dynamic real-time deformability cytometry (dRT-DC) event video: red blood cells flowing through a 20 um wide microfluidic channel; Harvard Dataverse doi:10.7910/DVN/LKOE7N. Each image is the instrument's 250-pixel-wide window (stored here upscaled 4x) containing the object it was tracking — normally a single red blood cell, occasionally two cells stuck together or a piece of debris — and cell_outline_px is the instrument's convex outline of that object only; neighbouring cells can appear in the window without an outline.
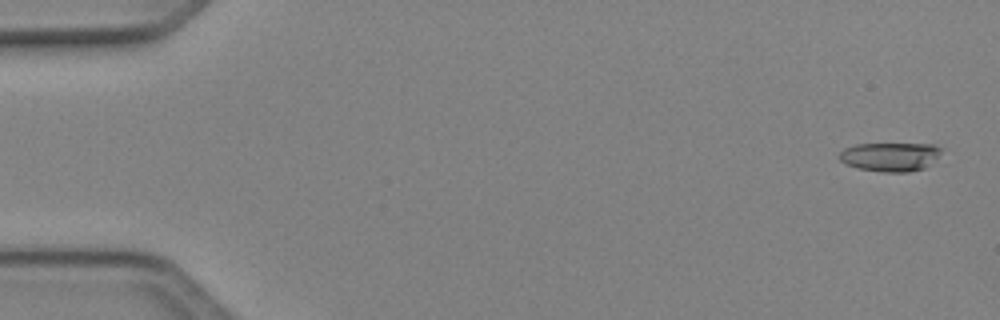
{"species": "Egyptian fruit bat (a non-hibernating species)", "species_latin": "Rousettus aegyptiacus", "temperature_condition": "cold", "stored_images_in_passage": 50, "camera_frame_rate_fps": 3000, "um_per_image_px": 0.085, "animal": {"sex": "female"}, "frame": {"image": 1, "passage_image": 2, "time_ms": 0.333, "image_size_px": [1000, 320], "cell_outline_px": [[944, 148], [924, 168], [908, 172], [884, 172], [856, 168], [844, 164], [836, 156], [844, 148], [856, 144], [932, 144]], "centroid_in_image_um": [75.59, 13.32], "position_along_channel_um": 9.4, "area_um2": 17.17}}
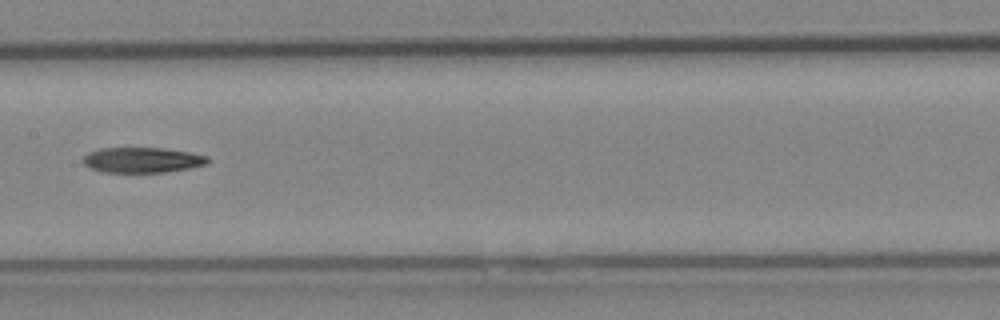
{"frame": {"image": 2, "passage_image": 26, "time_ms": 8.333, "image_size_px": [1000, 320], "cell_outline_px": [[212, 160], [208, 164], [188, 168], [164, 172], [100, 172], [88, 168], [84, 164], [84, 156], [88, 152], [100, 148], [160, 148], [188, 152], [208, 156]], "centroid_in_image_um": [12.09, 13.6], "position_along_channel_um": 195.3, "area_um2": 18.44}}
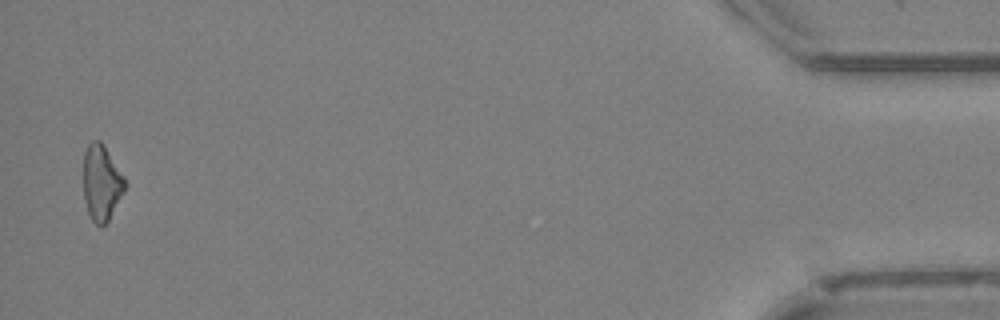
{"frame": {"image": 3, "passage_image": 49, "time_ms": 16.0, "image_size_px": [1000, 320], "cell_outline_px": [[128, 184], [124, 192], [108, 220], [100, 228], [92, 220], [88, 212], [84, 200], [84, 152], [88, 144], [92, 140], [100, 140], [124, 176]], "centroid_in_image_um": [8.64, 15.54], "position_along_channel_um": 426.6, "area_um2": 18.26}, "authors_computed_cell_mechanics": {"area_um2": 18.5827, "velocity_mm_per_s": 4.148, "shape_relaxation_time_tau1_ms": 6.7392, "shape_relaxation_time_tau2_ms": null, "deformation_change_tau1": 0.1397, "deformation_change_tau2": null}}